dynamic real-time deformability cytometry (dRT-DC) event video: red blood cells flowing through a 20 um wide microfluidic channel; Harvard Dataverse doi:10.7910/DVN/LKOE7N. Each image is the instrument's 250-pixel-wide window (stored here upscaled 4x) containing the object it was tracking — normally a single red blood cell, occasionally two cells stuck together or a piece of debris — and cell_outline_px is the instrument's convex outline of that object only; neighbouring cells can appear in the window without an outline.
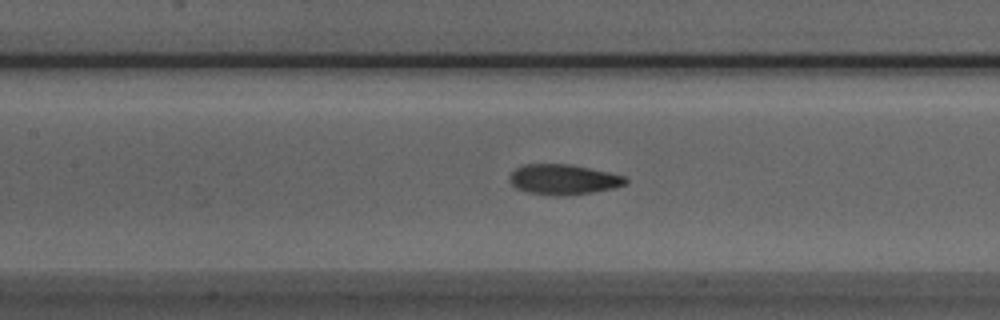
{"species": "Egyptian fruit bat (a non-hibernating species)", "species_latin": "Rousettus aegyptiacus", "temperature_condition": "room temperature", "stored_images_in_passage": 34, "camera_frame_rate_fps": 3000, "um_per_image_px": 0.085, "animal": {"sex": "male"}, "frame": {"image": 1, "passage_image": 8, "time_ms": 2.333, "image_size_px": [1000, 320], "cell_outline_px": [[628, 180], [624, 184], [612, 188], [592, 192], [556, 196], [528, 192], [516, 188], [508, 180], [508, 176], [516, 168], [524, 164], [572, 164], [608, 172], [624, 176]], "centroid_in_image_um": [47.84, 15.24], "position_along_channel_um": 159.6, "area_um2": 20.29}}
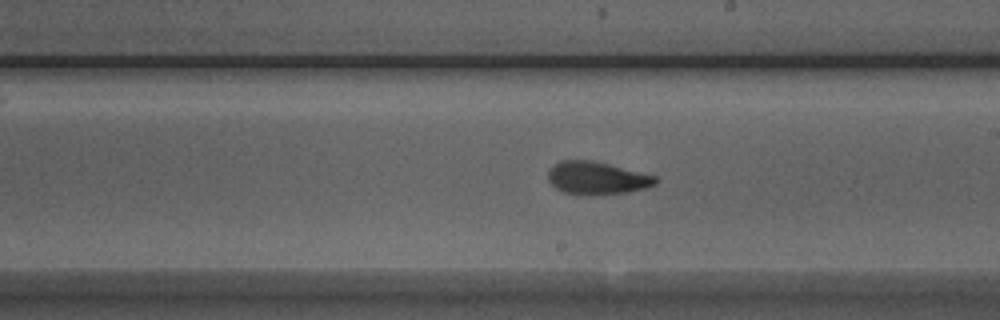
{"frame": {"image": 2, "passage_image": 14, "time_ms": 4.333, "image_size_px": [1000, 320], "cell_outline_px": [[656, 184], [644, 188], [624, 192], [588, 196], [564, 192], [556, 188], [548, 180], [548, 168], [552, 164], [560, 160], [592, 160], [656, 176]], "centroid_in_image_um": [50.66, 15.13], "position_along_channel_um": 238.3, "area_um2": 20.46}}
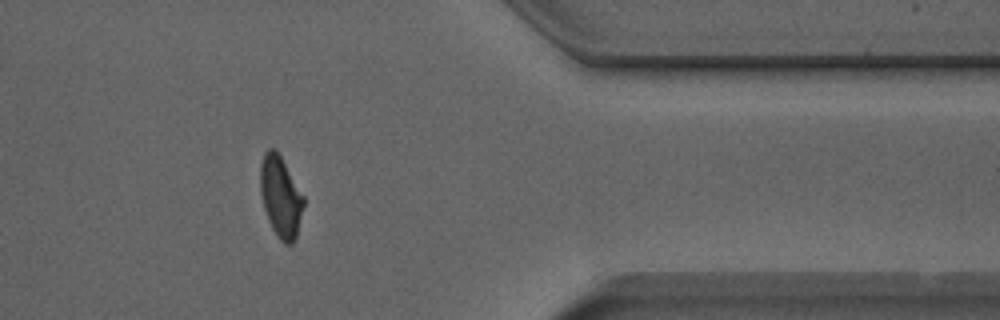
{"frame": {"image": 3, "passage_image": 27, "time_ms": 8.667, "image_size_px": [1000, 320], "cell_outline_px": [[304, 204], [296, 236], [292, 244], [284, 244], [276, 236], [268, 220], [264, 208], [260, 192], [260, 164], [264, 152], [268, 148], [272, 148], [280, 156], [304, 196]], "centroid_in_image_um": [23.84, 16.74], "position_along_channel_um": 387.6, "area_um2": 20.29}, "authors_computed_cell_mechanics": {"area_um2": 20.519, "velocity_mm_per_s": 3.9467, "shape_relaxation_time_tau1_ms": 3.3564, "shape_relaxation_time_tau2_ms": 1.6304, "deformation_change_tau1": 0.1389, "deformation_change_tau2": 0.0811}}